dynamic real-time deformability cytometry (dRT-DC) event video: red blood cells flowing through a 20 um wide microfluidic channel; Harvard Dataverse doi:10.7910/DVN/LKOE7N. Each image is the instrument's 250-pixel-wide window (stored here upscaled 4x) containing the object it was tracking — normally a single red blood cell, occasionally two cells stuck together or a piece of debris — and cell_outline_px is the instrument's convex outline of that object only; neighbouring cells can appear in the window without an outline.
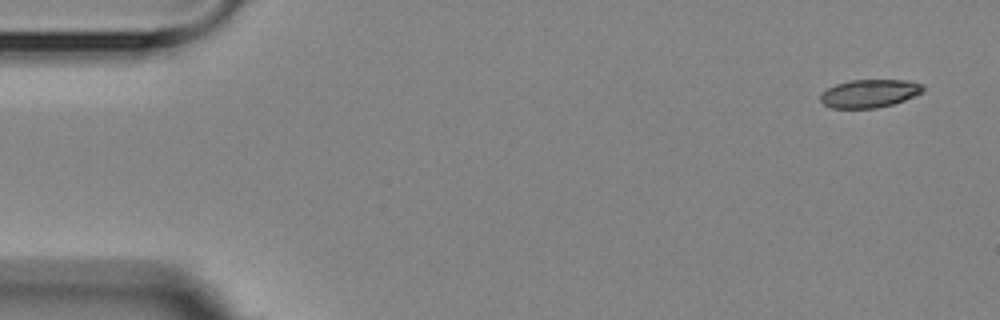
{"species": "Egyptian fruit bat (a non-hibernating species)", "species_latin": "Rousettus aegyptiacus", "temperature_condition": "room temperature", "stored_images_in_passage": 9, "camera_frame_rate_fps": 3000, "um_per_image_px": 0.085, "animal": {"sex": "female"}, "frame": {"image": 1, "passage_image": 1, "time_ms": 0.0, "image_size_px": [1000, 320], "cell_outline_px": [[924, 92], [904, 100], [892, 104], [876, 108], [832, 108], [824, 104], [820, 100], [820, 96], [828, 88], [836, 84], [852, 80], [908, 80], [924, 84]], "centroid_in_image_um": [73.95, 7.94], "position_along_channel_um": 11.1, "area_um2": 16.76}}
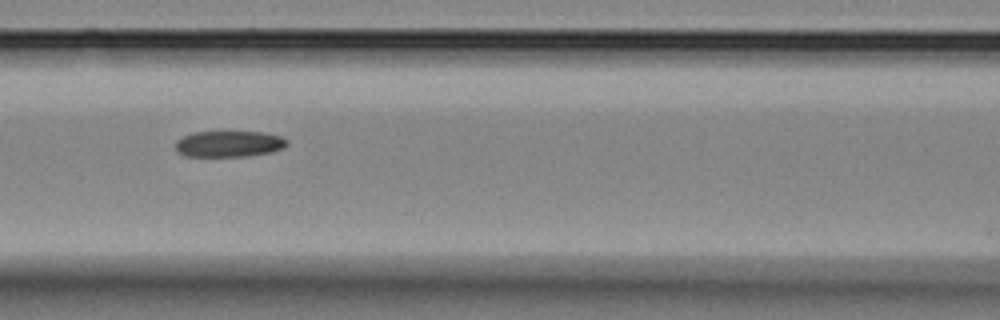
{"frame": {"image": 2, "passage_image": 7, "time_ms": 7.0, "image_size_px": [1000, 320], "cell_outline_px": [[288, 144], [284, 148], [268, 152], [248, 156], [184, 156], [176, 152], [176, 140], [192, 132], [264, 132], [280, 136], [288, 140]], "centroid_in_image_um": [19.45, 12.23], "position_along_channel_um": 147.1, "area_um2": 16.99}}
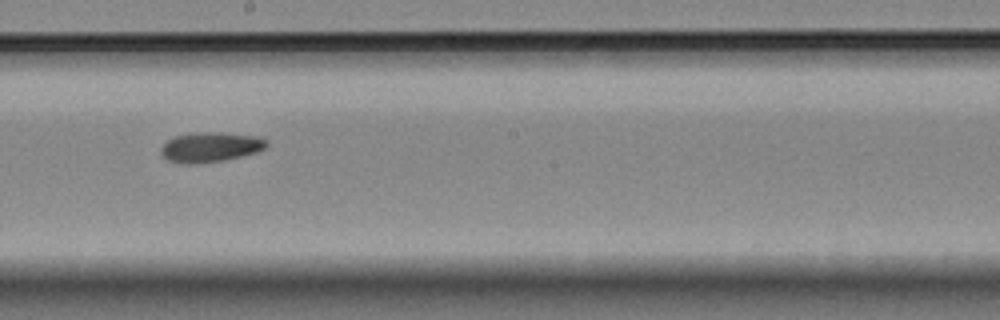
{"frame": {"image": 3, "passage_image": 9, "time_ms": 9.333, "image_size_px": [1000, 320], "cell_outline_px": [[268, 144], [264, 148], [256, 152], [224, 160], [192, 164], [184, 164], [168, 160], [160, 152], [160, 148], [172, 136], [200, 132], [216, 132], [256, 136], [268, 140]], "centroid_in_image_um": [17.86, 12.5], "position_along_channel_um": 230.3, "area_um2": 18.26}}